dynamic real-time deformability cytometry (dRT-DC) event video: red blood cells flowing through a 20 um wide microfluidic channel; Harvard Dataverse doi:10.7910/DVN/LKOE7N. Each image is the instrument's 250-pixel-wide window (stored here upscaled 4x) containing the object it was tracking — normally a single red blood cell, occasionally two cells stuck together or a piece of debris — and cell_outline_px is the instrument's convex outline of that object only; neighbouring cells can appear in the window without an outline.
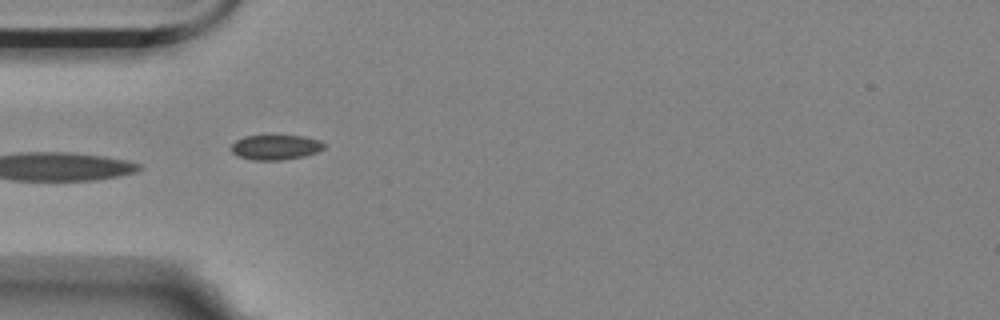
{"species": "Egyptian fruit bat (a non-hibernating species)", "species_latin": "Rousettus aegyptiacus", "temperature_condition": "room temperature", "stored_images_in_passage": 6, "camera_frame_rate_fps": 3000, "um_per_image_px": 0.085, "animal": {"sex": "female"}, "frame": {"image": 1, "passage_image": 4, "time_ms": 1.0, "image_size_px": [1000, 320], "cell_outline_px": [[324, 148], [316, 152], [304, 156], [280, 160], [252, 160], [240, 156], [232, 152], [232, 144], [236, 140], [244, 136], [304, 136], [320, 140], [324, 144]], "centroid_in_image_um": [23.43, 12.51], "position_along_channel_um": 61.6, "area_um2": 13.29}}
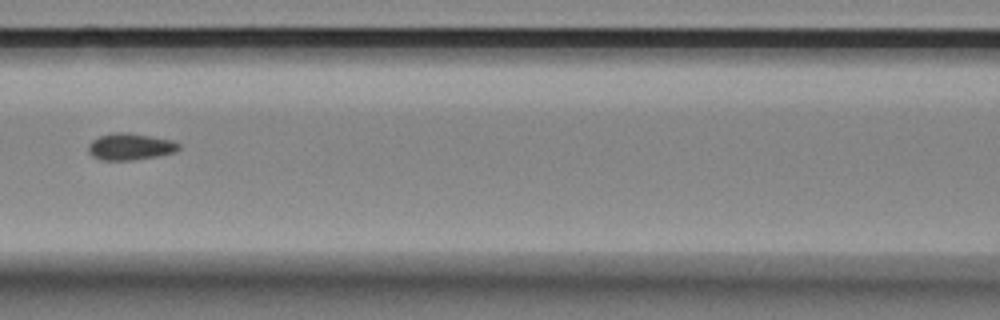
{"frame": {"image": 2, "passage_image": 6, "time_ms": 1.667, "image_size_px": [1000, 320], "cell_outline_px": [[180, 148], [172, 152], [156, 156], [132, 160], [100, 160], [92, 156], [88, 152], [88, 144], [92, 140], [100, 136], [112, 132], [128, 132], [152, 136], [172, 140], [180, 144]], "centroid_in_image_um": [11.03, 12.45], "position_along_channel_um": 155.6, "area_um2": 14.1}}